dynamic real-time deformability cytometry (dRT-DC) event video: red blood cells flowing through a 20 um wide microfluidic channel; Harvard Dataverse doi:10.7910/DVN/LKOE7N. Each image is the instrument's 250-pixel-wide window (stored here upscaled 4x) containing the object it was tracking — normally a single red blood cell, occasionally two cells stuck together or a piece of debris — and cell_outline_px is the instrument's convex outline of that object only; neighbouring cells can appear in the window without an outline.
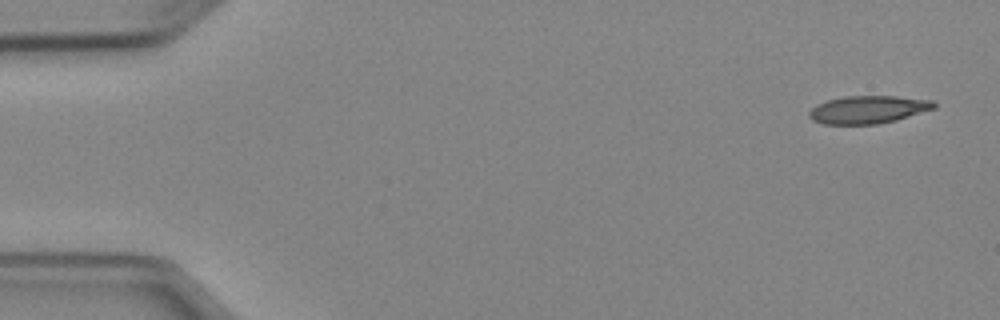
{"species": "Egyptian fruit bat (a non-hibernating species)", "species_latin": "Rousettus aegyptiacus", "temperature_condition": "cold", "stored_images_in_passage": 5, "camera_frame_rate_fps": 3000, "um_per_image_px": 0.085, "animal": {"sex": "female"}, "frame": {"image": 1, "passage_image": 1, "time_ms": 0.0, "image_size_px": [1000, 320], "cell_outline_px": [[936, 108], [896, 120], [876, 124], [824, 124], [812, 120], [808, 116], [808, 112], [816, 104], [828, 100], [844, 96], [896, 96], [932, 100], [936, 104]], "centroid_in_image_um": [73.78, 9.31], "position_along_channel_um": 11.2, "area_um2": 20.23}}
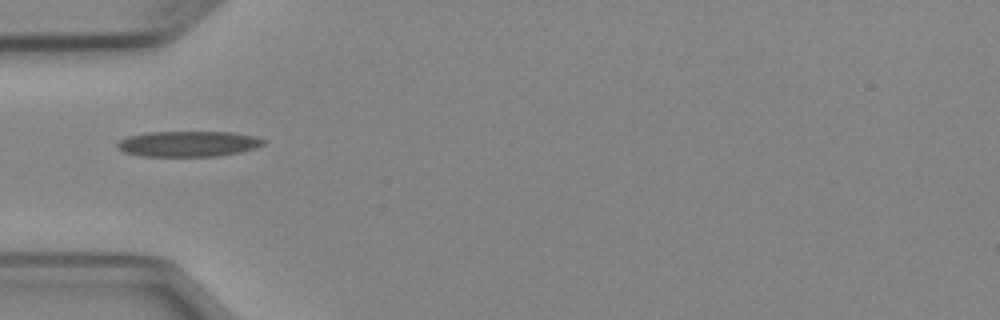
{"frame": {"image": 2, "passage_image": 4, "time_ms": 4.667, "image_size_px": [1000, 320], "cell_outline_px": [[264, 144], [256, 148], [240, 152], [216, 156], [140, 156], [124, 152], [116, 148], [116, 144], [120, 140], [128, 136], [148, 132], [232, 132], [256, 136], [264, 140]], "centroid_in_image_um": [15.99, 12.22], "position_along_channel_um": 69.0, "area_um2": 21.85}}
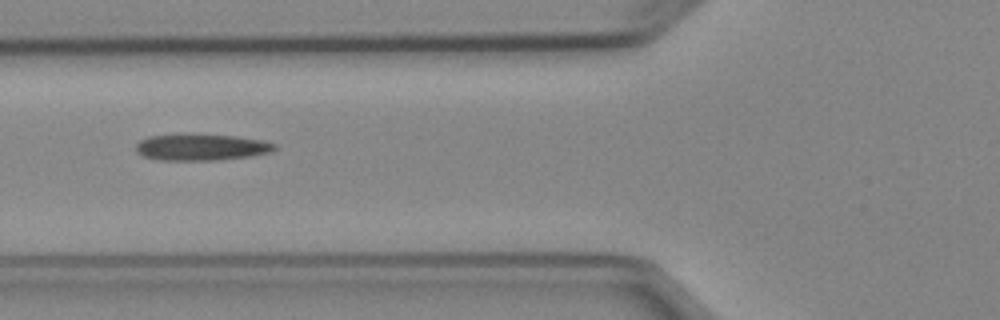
{"frame": {"image": 3, "passage_image": 5, "time_ms": 5.667, "image_size_px": [1000, 320], "cell_outline_px": [[276, 148], [272, 152], [252, 156], [220, 160], [160, 160], [144, 156], [136, 152], [136, 144], [140, 140], [148, 136], [180, 132], [236, 136], [264, 140], [276, 144]], "centroid_in_image_um": [17.1, 12.48], "position_along_channel_um": 108.7, "area_um2": 22.14}}